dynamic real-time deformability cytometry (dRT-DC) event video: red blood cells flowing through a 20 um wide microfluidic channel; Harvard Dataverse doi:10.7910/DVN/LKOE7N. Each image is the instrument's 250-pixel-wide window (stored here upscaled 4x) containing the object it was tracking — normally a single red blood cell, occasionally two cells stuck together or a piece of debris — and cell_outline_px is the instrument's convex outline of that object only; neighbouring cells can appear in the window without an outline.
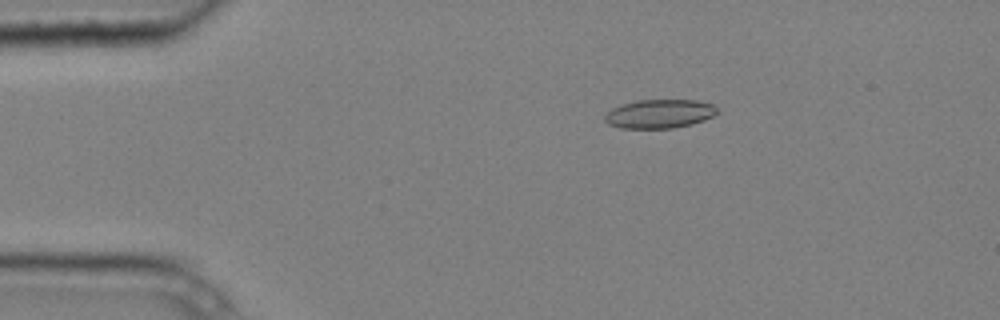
{"species": "common noctule bat (a hibernating species)", "species_latin": "Nyctalus noctula", "temperature_condition": "cold", "stored_images_in_passage": 5, "camera_frame_rate_fps": 3000, "um_per_image_px": 0.085, "animal": {"sex": "male", "body_mass_g": 20.4}, "frame": {"image": 1, "passage_image": 2, "time_ms": 0.333, "image_size_px": [1000, 320], "cell_outline_px": [[716, 112], [712, 116], [704, 120], [672, 128], [620, 128], [608, 124], [604, 120], [604, 116], [612, 108], [636, 100], [696, 100], [716, 104]], "centroid_in_image_um": [56.04, 9.66], "position_along_channel_um": 29.0, "area_um2": 18.73}}
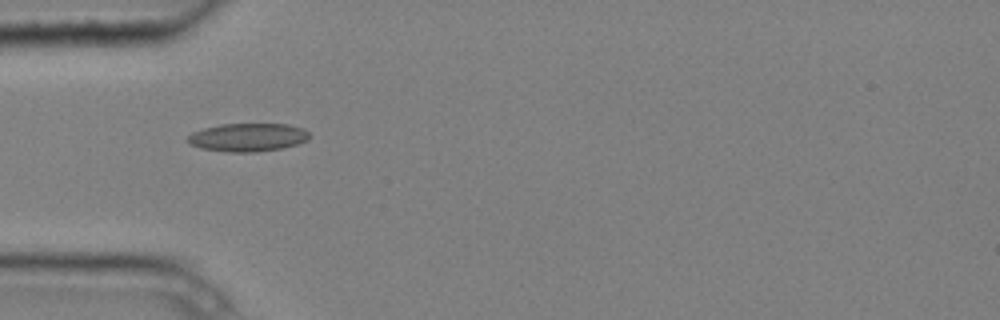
{"frame": {"image": 2, "passage_image": 4, "time_ms": 1.0, "image_size_px": [1000, 320], "cell_outline_px": [[308, 140], [296, 144], [280, 148], [256, 152], [232, 152], [200, 148], [188, 144], [188, 136], [192, 132], [204, 128], [220, 124], [288, 124], [304, 128], [308, 132]], "centroid_in_image_um": [21.05, 11.67], "position_along_channel_um": 64.0, "area_um2": 19.94}}
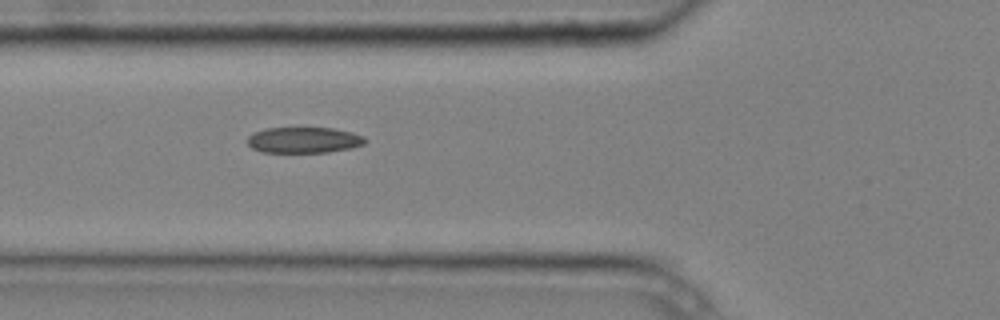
{"frame": {"image": 3, "passage_image": 5, "time_ms": 1.333, "image_size_px": [1000, 320], "cell_outline_px": [[368, 140], [364, 144], [352, 148], [328, 152], [260, 152], [252, 148], [248, 144], [248, 136], [252, 132], [264, 128], [332, 128], [352, 132], [364, 136]], "centroid_in_image_um": [25.83, 11.9], "position_along_channel_um": 100.0, "area_um2": 17.92}}